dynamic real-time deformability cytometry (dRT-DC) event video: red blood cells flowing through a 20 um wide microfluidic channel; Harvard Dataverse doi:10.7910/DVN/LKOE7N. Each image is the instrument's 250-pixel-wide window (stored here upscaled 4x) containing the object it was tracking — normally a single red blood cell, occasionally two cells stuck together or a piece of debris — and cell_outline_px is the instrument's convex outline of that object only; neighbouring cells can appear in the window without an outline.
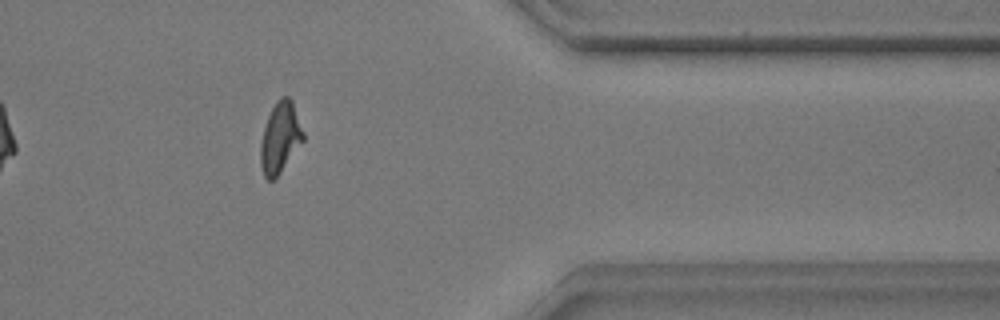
{"species": "common noctule bat (a hibernating species)", "species_latin": "Nyctalus noctula", "temperature_condition": "warm", "stored_images_in_passage": 39, "camera_frame_rate_fps": 3000, "um_per_image_px": 0.085, "animal": {"sex": "male", "body_mass_g": 17.9}, "frame": {"image": 1, "passage_image": 34, "time_ms": 11.0, "image_size_px": [1000, 320], "cell_outline_px": [[304, 140], [280, 172], [272, 180], [268, 180], [264, 176], [260, 164], [260, 144], [264, 128], [268, 116], [276, 100], [280, 96], [288, 96], [292, 100], [304, 132]], "centroid_in_image_um": [23.81, 11.67], "position_along_channel_um": 387.6, "area_um2": 17.51}, "authors_computed_cell_mechanics": {"area_um2": 16.8198, "velocity_mm_per_s": 3.5412, "shape_relaxation_time_tau1_ms": 6.5152, "shape_relaxation_time_tau2_ms": 2.0301, "deformation_change_tau1": 0.2715, "deformation_change_tau2": 0.1011}}